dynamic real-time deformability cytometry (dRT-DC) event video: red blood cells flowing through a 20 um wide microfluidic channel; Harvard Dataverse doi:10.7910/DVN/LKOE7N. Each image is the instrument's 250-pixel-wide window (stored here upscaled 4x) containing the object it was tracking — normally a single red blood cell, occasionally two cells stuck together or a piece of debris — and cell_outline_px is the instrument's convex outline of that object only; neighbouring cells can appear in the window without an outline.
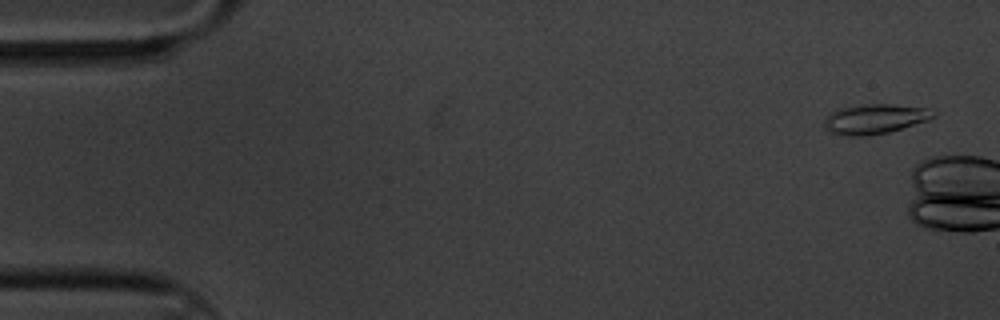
{"species": "common noctule bat (a hibernating species)", "species_latin": "Nyctalus noctula", "temperature_condition": "cold", "stored_images_in_passage": 2, "camera_frame_rate_fps": 3000, "um_per_image_px": 0.085, "animal": {"sex": "male", "body_mass_g": 20.1, "forearm_length_mm": 53.5}, "frame": {"image": 1, "passage_image": 1, "time_ms": 0.0, "image_size_px": [1000, 320], "cell_outline_px": [[936, 116], [928, 120], [888, 132], [868, 136], [844, 136], [828, 132], [824, 128], [824, 116], [828, 112], [836, 108], [868, 104], [888, 104], [928, 108], [936, 112]], "centroid_in_image_um": [74.28, 10.11], "position_along_channel_um": 10.7, "area_um2": 19.25}}